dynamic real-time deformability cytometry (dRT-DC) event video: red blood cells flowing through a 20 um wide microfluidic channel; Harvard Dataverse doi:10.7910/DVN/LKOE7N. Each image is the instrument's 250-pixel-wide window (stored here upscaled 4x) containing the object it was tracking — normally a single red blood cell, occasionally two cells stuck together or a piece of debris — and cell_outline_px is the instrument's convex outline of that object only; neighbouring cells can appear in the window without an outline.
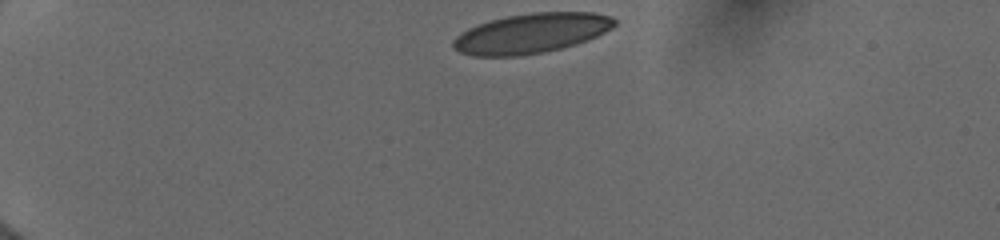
{"species": "human", "species_latin": "Homo sapiens", "temperature_condition": "cold", "stored_images_in_passage": 36, "camera_frame_rate_fps": 3000, "um_per_image_px": 0.085, "donor": {"sex": "female"}, "frame": {"image": 1, "passage_image": 1, "time_ms": 0.0, "image_size_px": [1000, 240], "cell_outline_px": [[616, 24], [604, 32], [588, 40], [576, 44], [544, 52], [520, 56], [472, 56], [460, 52], [452, 48], [452, 40], [460, 32], [476, 24], [508, 16], [532, 12], [592, 12], [612, 16], [616, 20]], "centroid_in_image_um": [45.13, 2.83], "position_along_channel_um": 39.9, "area_um2": 37.57}}
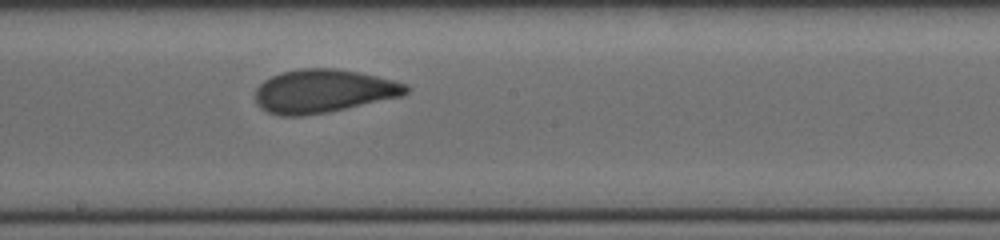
{"frame": {"image": 2, "passage_image": 20, "time_ms": 6.333, "image_size_px": [1000, 240], "cell_outline_px": [[412, 88], [404, 96], [328, 112], [304, 116], [280, 116], [268, 112], [260, 108], [256, 104], [256, 88], [264, 80], [280, 72], [300, 68], [336, 68], [360, 72], [408, 84]], "centroid_in_image_um": [27.5, 7.74], "position_along_channel_um": 220.7, "area_um2": 38.49}}
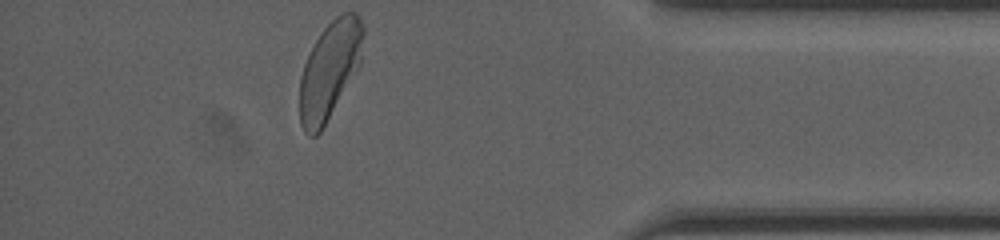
{"frame": {"image": 3, "passage_image": 36, "time_ms": 11.667, "image_size_px": [1000, 240], "cell_outline_px": [[364, 32], [360, 64], [356, 72], [320, 132], [316, 136], [308, 136], [304, 132], [300, 124], [300, 76], [304, 64], [316, 40], [324, 28], [336, 16], [344, 12], [356, 12], [360, 16], [364, 28]], "centroid_in_image_um": [28.03, 5.96], "position_along_channel_um": 407.2, "area_um2": 35.89}, "authors_computed_cell_mechanics": {"area_um2": 38.2347, "velocity_mm_per_s": 3.9737, "shape_relaxation_time_tau1_ms": 3.9166, "shape_relaxation_time_tau2_ms": 0.9607, "deformation_change_tau1": 0.1422, "deformation_change_tau2": 0.0713}}